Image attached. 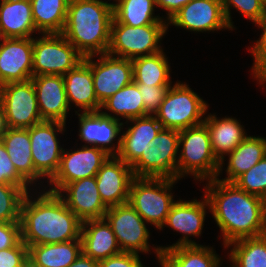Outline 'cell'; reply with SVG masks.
Returning a JSON list of instances; mask_svg holds the SVG:
<instances>
[{
	"instance_id": "51",
	"label": "cell",
	"mask_w": 266,
	"mask_h": 267,
	"mask_svg": "<svg viewBox=\"0 0 266 267\" xmlns=\"http://www.w3.org/2000/svg\"><path fill=\"white\" fill-rule=\"evenodd\" d=\"M261 86L266 83V72L258 79Z\"/></svg>"
},
{
	"instance_id": "50",
	"label": "cell",
	"mask_w": 266,
	"mask_h": 267,
	"mask_svg": "<svg viewBox=\"0 0 266 267\" xmlns=\"http://www.w3.org/2000/svg\"><path fill=\"white\" fill-rule=\"evenodd\" d=\"M257 23H266V0H264L263 15L261 21Z\"/></svg>"
},
{
	"instance_id": "40",
	"label": "cell",
	"mask_w": 266,
	"mask_h": 267,
	"mask_svg": "<svg viewBox=\"0 0 266 267\" xmlns=\"http://www.w3.org/2000/svg\"><path fill=\"white\" fill-rule=\"evenodd\" d=\"M144 103L145 116H155L170 86L137 85Z\"/></svg>"
},
{
	"instance_id": "26",
	"label": "cell",
	"mask_w": 266,
	"mask_h": 267,
	"mask_svg": "<svg viewBox=\"0 0 266 267\" xmlns=\"http://www.w3.org/2000/svg\"><path fill=\"white\" fill-rule=\"evenodd\" d=\"M0 25L4 38H33L37 30L30 0H1Z\"/></svg>"
},
{
	"instance_id": "14",
	"label": "cell",
	"mask_w": 266,
	"mask_h": 267,
	"mask_svg": "<svg viewBox=\"0 0 266 267\" xmlns=\"http://www.w3.org/2000/svg\"><path fill=\"white\" fill-rule=\"evenodd\" d=\"M94 56L83 60L90 66L97 100H105L133 81L132 60L116 57L108 53L100 54L97 61Z\"/></svg>"
},
{
	"instance_id": "23",
	"label": "cell",
	"mask_w": 266,
	"mask_h": 267,
	"mask_svg": "<svg viewBox=\"0 0 266 267\" xmlns=\"http://www.w3.org/2000/svg\"><path fill=\"white\" fill-rule=\"evenodd\" d=\"M80 239L82 253L97 261L122 252L115 234L105 218L83 221Z\"/></svg>"
},
{
	"instance_id": "16",
	"label": "cell",
	"mask_w": 266,
	"mask_h": 267,
	"mask_svg": "<svg viewBox=\"0 0 266 267\" xmlns=\"http://www.w3.org/2000/svg\"><path fill=\"white\" fill-rule=\"evenodd\" d=\"M167 23L194 32L230 29L221 0H191Z\"/></svg>"
},
{
	"instance_id": "48",
	"label": "cell",
	"mask_w": 266,
	"mask_h": 267,
	"mask_svg": "<svg viewBox=\"0 0 266 267\" xmlns=\"http://www.w3.org/2000/svg\"><path fill=\"white\" fill-rule=\"evenodd\" d=\"M261 236L266 237V198L263 199V214H262Z\"/></svg>"
},
{
	"instance_id": "25",
	"label": "cell",
	"mask_w": 266,
	"mask_h": 267,
	"mask_svg": "<svg viewBox=\"0 0 266 267\" xmlns=\"http://www.w3.org/2000/svg\"><path fill=\"white\" fill-rule=\"evenodd\" d=\"M204 119L210 135L212 150L221 162L219 171L222 172L224 155L231 153L247 137V134L237 119L231 117L218 119L214 114H210Z\"/></svg>"
},
{
	"instance_id": "32",
	"label": "cell",
	"mask_w": 266,
	"mask_h": 267,
	"mask_svg": "<svg viewBox=\"0 0 266 267\" xmlns=\"http://www.w3.org/2000/svg\"><path fill=\"white\" fill-rule=\"evenodd\" d=\"M30 2L38 33L61 34L66 22L69 0H30Z\"/></svg>"
},
{
	"instance_id": "35",
	"label": "cell",
	"mask_w": 266,
	"mask_h": 267,
	"mask_svg": "<svg viewBox=\"0 0 266 267\" xmlns=\"http://www.w3.org/2000/svg\"><path fill=\"white\" fill-rule=\"evenodd\" d=\"M231 267H266V237L243 238L228 244Z\"/></svg>"
},
{
	"instance_id": "13",
	"label": "cell",
	"mask_w": 266,
	"mask_h": 267,
	"mask_svg": "<svg viewBox=\"0 0 266 267\" xmlns=\"http://www.w3.org/2000/svg\"><path fill=\"white\" fill-rule=\"evenodd\" d=\"M109 157L104 150L91 145L71 152L64 149L59 169L49 181L53 187L48 191L58 193L68 183L96 176Z\"/></svg>"
},
{
	"instance_id": "44",
	"label": "cell",
	"mask_w": 266,
	"mask_h": 267,
	"mask_svg": "<svg viewBox=\"0 0 266 267\" xmlns=\"http://www.w3.org/2000/svg\"><path fill=\"white\" fill-rule=\"evenodd\" d=\"M98 267H144L139 255L130 252H121L117 255L98 261Z\"/></svg>"
},
{
	"instance_id": "10",
	"label": "cell",
	"mask_w": 266,
	"mask_h": 267,
	"mask_svg": "<svg viewBox=\"0 0 266 267\" xmlns=\"http://www.w3.org/2000/svg\"><path fill=\"white\" fill-rule=\"evenodd\" d=\"M66 123L60 121H47L28 128L31 141L32 162L35 171L49 181L57 173L63 148L59 146L58 133L64 132Z\"/></svg>"
},
{
	"instance_id": "2",
	"label": "cell",
	"mask_w": 266,
	"mask_h": 267,
	"mask_svg": "<svg viewBox=\"0 0 266 267\" xmlns=\"http://www.w3.org/2000/svg\"><path fill=\"white\" fill-rule=\"evenodd\" d=\"M30 197V198H29ZM29 192L21 204V240L27 246L78 240L82 221L58 193L44 191L34 200Z\"/></svg>"
},
{
	"instance_id": "49",
	"label": "cell",
	"mask_w": 266,
	"mask_h": 267,
	"mask_svg": "<svg viewBox=\"0 0 266 267\" xmlns=\"http://www.w3.org/2000/svg\"><path fill=\"white\" fill-rule=\"evenodd\" d=\"M21 267H41L39 264H37L33 258H31L29 255L24 259Z\"/></svg>"
},
{
	"instance_id": "21",
	"label": "cell",
	"mask_w": 266,
	"mask_h": 267,
	"mask_svg": "<svg viewBox=\"0 0 266 267\" xmlns=\"http://www.w3.org/2000/svg\"><path fill=\"white\" fill-rule=\"evenodd\" d=\"M42 120L65 123L70 110L62 75L32 76Z\"/></svg>"
},
{
	"instance_id": "4",
	"label": "cell",
	"mask_w": 266,
	"mask_h": 267,
	"mask_svg": "<svg viewBox=\"0 0 266 267\" xmlns=\"http://www.w3.org/2000/svg\"><path fill=\"white\" fill-rule=\"evenodd\" d=\"M178 146L179 150H182L178 154L177 179L185 174H191L200 181L218 178L221 162L214 155L210 135L204 123L180 130Z\"/></svg>"
},
{
	"instance_id": "15",
	"label": "cell",
	"mask_w": 266,
	"mask_h": 267,
	"mask_svg": "<svg viewBox=\"0 0 266 267\" xmlns=\"http://www.w3.org/2000/svg\"><path fill=\"white\" fill-rule=\"evenodd\" d=\"M203 201H176L169 214L167 215L164 226L167 225L175 231H179L183 234V237L168 247H155L156 257L160 259L161 251L169 248H175L178 246L200 245L195 241L189 239L190 236H200L205 217L206 210H210L209 201L206 196H203ZM208 207V208H207ZM207 208V209H206ZM190 235V236H189Z\"/></svg>"
},
{
	"instance_id": "12",
	"label": "cell",
	"mask_w": 266,
	"mask_h": 267,
	"mask_svg": "<svg viewBox=\"0 0 266 267\" xmlns=\"http://www.w3.org/2000/svg\"><path fill=\"white\" fill-rule=\"evenodd\" d=\"M104 218L110 224L122 252H150L149 230L129 202L108 208Z\"/></svg>"
},
{
	"instance_id": "19",
	"label": "cell",
	"mask_w": 266,
	"mask_h": 267,
	"mask_svg": "<svg viewBox=\"0 0 266 267\" xmlns=\"http://www.w3.org/2000/svg\"><path fill=\"white\" fill-rule=\"evenodd\" d=\"M77 115L80 125L79 138L87 146L91 144V146L104 150L110 156H116L120 148V137H118L117 146L113 145V141L117 139L118 135H121L124 123L120 122V119L103 114L101 111L83 112Z\"/></svg>"
},
{
	"instance_id": "8",
	"label": "cell",
	"mask_w": 266,
	"mask_h": 267,
	"mask_svg": "<svg viewBox=\"0 0 266 267\" xmlns=\"http://www.w3.org/2000/svg\"><path fill=\"white\" fill-rule=\"evenodd\" d=\"M151 144L131 166L134 177L177 179L179 131L163 128Z\"/></svg>"
},
{
	"instance_id": "24",
	"label": "cell",
	"mask_w": 266,
	"mask_h": 267,
	"mask_svg": "<svg viewBox=\"0 0 266 267\" xmlns=\"http://www.w3.org/2000/svg\"><path fill=\"white\" fill-rule=\"evenodd\" d=\"M65 92L69 106L82 108L83 112H97L101 109L95 90L90 66L83 60L64 76Z\"/></svg>"
},
{
	"instance_id": "1",
	"label": "cell",
	"mask_w": 266,
	"mask_h": 267,
	"mask_svg": "<svg viewBox=\"0 0 266 267\" xmlns=\"http://www.w3.org/2000/svg\"><path fill=\"white\" fill-rule=\"evenodd\" d=\"M204 195L219 226L223 244L261 235L263 199L215 178L207 181Z\"/></svg>"
},
{
	"instance_id": "18",
	"label": "cell",
	"mask_w": 266,
	"mask_h": 267,
	"mask_svg": "<svg viewBox=\"0 0 266 267\" xmlns=\"http://www.w3.org/2000/svg\"><path fill=\"white\" fill-rule=\"evenodd\" d=\"M1 42L0 86L31 79L33 38H4Z\"/></svg>"
},
{
	"instance_id": "37",
	"label": "cell",
	"mask_w": 266,
	"mask_h": 267,
	"mask_svg": "<svg viewBox=\"0 0 266 267\" xmlns=\"http://www.w3.org/2000/svg\"><path fill=\"white\" fill-rule=\"evenodd\" d=\"M233 183L249 194L266 198V155Z\"/></svg>"
},
{
	"instance_id": "47",
	"label": "cell",
	"mask_w": 266,
	"mask_h": 267,
	"mask_svg": "<svg viewBox=\"0 0 266 267\" xmlns=\"http://www.w3.org/2000/svg\"><path fill=\"white\" fill-rule=\"evenodd\" d=\"M8 128L9 127L6 120V114L0 103V139L7 132Z\"/></svg>"
},
{
	"instance_id": "22",
	"label": "cell",
	"mask_w": 266,
	"mask_h": 267,
	"mask_svg": "<svg viewBox=\"0 0 266 267\" xmlns=\"http://www.w3.org/2000/svg\"><path fill=\"white\" fill-rule=\"evenodd\" d=\"M134 123L120 136V148L117 158L132 166L148 148L156 135L163 129L155 116L129 119Z\"/></svg>"
},
{
	"instance_id": "38",
	"label": "cell",
	"mask_w": 266,
	"mask_h": 267,
	"mask_svg": "<svg viewBox=\"0 0 266 267\" xmlns=\"http://www.w3.org/2000/svg\"><path fill=\"white\" fill-rule=\"evenodd\" d=\"M221 3L231 30L234 29L230 14V8L232 6L252 22L257 23L261 21L264 0H221Z\"/></svg>"
},
{
	"instance_id": "42",
	"label": "cell",
	"mask_w": 266,
	"mask_h": 267,
	"mask_svg": "<svg viewBox=\"0 0 266 267\" xmlns=\"http://www.w3.org/2000/svg\"><path fill=\"white\" fill-rule=\"evenodd\" d=\"M28 255V246L21 240L15 247L0 250V266L21 267Z\"/></svg>"
},
{
	"instance_id": "52",
	"label": "cell",
	"mask_w": 266,
	"mask_h": 267,
	"mask_svg": "<svg viewBox=\"0 0 266 267\" xmlns=\"http://www.w3.org/2000/svg\"><path fill=\"white\" fill-rule=\"evenodd\" d=\"M3 39H4V34L2 32L1 25H0V41H2Z\"/></svg>"
},
{
	"instance_id": "11",
	"label": "cell",
	"mask_w": 266,
	"mask_h": 267,
	"mask_svg": "<svg viewBox=\"0 0 266 267\" xmlns=\"http://www.w3.org/2000/svg\"><path fill=\"white\" fill-rule=\"evenodd\" d=\"M0 103L9 128L28 129L43 121L32 79L0 86Z\"/></svg>"
},
{
	"instance_id": "36",
	"label": "cell",
	"mask_w": 266,
	"mask_h": 267,
	"mask_svg": "<svg viewBox=\"0 0 266 267\" xmlns=\"http://www.w3.org/2000/svg\"><path fill=\"white\" fill-rule=\"evenodd\" d=\"M26 192L12 184H0V222H20Z\"/></svg>"
},
{
	"instance_id": "33",
	"label": "cell",
	"mask_w": 266,
	"mask_h": 267,
	"mask_svg": "<svg viewBox=\"0 0 266 267\" xmlns=\"http://www.w3.org/2000/svg\"><path fill=\"white\" fill-rule=\"evenodd\" d=\"M113 17L121 24L131 27L144 25H168V23L153 15L155 0H115ZM164 20V21H163Z\"/></svg>"
},
{
	"instance_id": "30",
	"label": "cell",
	"mask_w": 266,
	"mask_h": 267,
	"mask_svg": "<svg viewBox=\"0 0 266 267\" xmlns=\"http://www.w3.org/2000/svg\"><path fill=\"white\" fill-rule=\"evenodd\" d=\"M82 253L81 239L28 246V255L41 267H68Z\"/></svg>"
},
{
	"instance_id": "9",
	"label": "cell",
	"mask_w": 266,
	"mask_h": 267,
	"mask_svg": "<svg viewBox=\"0 0 266 267\" xmlns=\"http://www.w3.org/2000/svg\"><path fill=\"white\" fill-rule=\"evenodd\" d=\"M84 57L62 34L33 38V76L62 75L75 68Z\"/></svg>"
},
{
	"instance_id": "17",
	"label": "cell",
	"mask_w": 266,
	"mask_h": 267,
	"mask_svg": "<svg viewBox=\"0 0 266 267\" xmlns=\"http://www.w3.org/2000/svg\"><path fill=\"white\" fill-rule=\"evenodd\" d=\"M99 195L107 208L129 201L132 168L116 156H110L96 174Z\"/></svg>"
},
{
	"instance_id": "6",
	"label": "cell",
	"mask_w": 266,
	"mask_h": 267,
	"mask_svg": "<svg viewBox=\"0 0 266 267\" xmlns=\"http://www.w3.org/2000/svg\"><path fill=\"white\" fill-rule=\"evenodd\" d=\"M186 83L170 86L155 117L164 129L184 130L204 123L207 103Z\"/></svg>"
},
{
	"instance_id": "5",
	"label": "cell",
	"mask_w": 266,
	"mask_h": 267,
	"mask_svg": "<svg viewBox=\"0 0 266 267\" xmlns=\"http://www.w3.org/2000/svg\"><path fill=\"white\" fill-rule=\"evenodd\" d=\"M177 180L135 177L130 185L128 202L145 222L161 230L176 202L170 191Z\"/></svg>"
},
{
	"instance_id": "41",
	"label": "cell",
	"mask_w": 266,
	"mask_h": 267,
	"mask_svg": "<svg viewBox=\"0 0 266 267\" xmlns=\"http://www.w3.org/2000/svg\"><path fill=\"white\" fill-rule=\"evenodd\" d=\"M262 29L259 40H256L252 49H249L254 56L252 71L255 79H259L266 72V23H255Z\"/></svg>"
},
{
	"instance_id": "31",
	"label": "cell",
	"mask_w": 266,
	"mask_h": 267,
	"mask_svg": "<svg viewBox=\"0 0 266 267\" xmlns=\"http://www.w3.org/2000/svg\"><path fill=\"white\" fill-rule=\"evenodd\" d=\"M137 85L171 86L170 66L163 50L132 60Z\"/></svg>"
},
{
	"instance_id": "7",
	"label": "cell",
	"mask_w": 266,
	"mask_h": 267,
	"mask_svg": "<svg viewBox=\"0 0 266 267\" xmlns=\"http://www.w3.org/2000/svg\"><path fill=\"white\" fill-rule=\"evenodd\" d=\"M167 29L168 25L131 27L119 23L113 17L107 53L130 60L155 54L163 50L158 44L166 34Z\"/></svg>"
},
{
	"instance_id": "43",
	"label": "cell",
	"mask_w": 266,
	"mask_h": 267,
	"mask_svg": "<svg viewBox=\"0 0 266 267\" xmlns=\"http://www.w3.org/2000/svg\"><path fill=\"white\" fill-rule=\"evenodd\" d=\"M20 241V222H0V250L15 247Z\"/></svg>"
},
{
	"instance_id": "20",
	"label": "cell",
	"mask_w": 266,
	"mask_h": 267,
	"mask_svg": "<svg viewBox=\"0 0 266 267\" xmlns=\"http://www.w3.org/2000/svg\"><path fill=\"white\" fill-rule=\"evenodd\" d=\"M58 194L82 222L102 219L108 210L100 198L95 176L68 183Z\"/></svg>"
},
{
	"instance_id": "34",
	"label": "cell",
	"mask_w": 266,
	"mask_h": 267,
	"mask_svg": "<svg viewBox=\"0 0 266 267\" xmlns=\"http://www.w3.org/2000/svg\"><path fill=\"white\" fill-rule=\"evenodd\" d=\"M141 97V92L138 89L137 83L132 81L105 100L101 104L100 111L106 109L115 115L104 111L101 112L114 119H120L118 116L126 118L127 121L125 123H127L129 119L145 116L144 103Z\"/></svg>"
},
{
	"instance_id": "29",
	"label": "cell",
	"mask_w": 266,
	"mask_h": 267,
	"mask_svg": "<svg viewBox=\"0 0 266 267\" xmlns=\"http://www.w3.org/2000/svg\"><path fill=\"white\" fill-rule=\"evenodd\" d=\"M228 155L227 177L221 181L233 183L266 155V139L259 136H247Z\"/></svg>"
},
{
	"instance_id": "45",
	"label": "cell",
	"mask_w": 266,
	"mask_h": 267,
	"mask_svg": "<svg viewBox=\"0 0 266 267\" xmlns=\"http://www.w3.org/2000/svg\"><path fill=\"white\" fill-rule=\"evenodd\" d=\"M191 0H155L156 6L167 11V20L169 21L182 7Z\"/></svg>"
},
{
	"instance_id": "27",
	"label": "cell",
	"mask_w": 266,
	"mask_h": 267,
	"mask_svg": "<svg viewBox=\"0 0 266 267\" xmlns=\"http://www.w3.org/2000/svg\"><path fill=\"white\" fill-rule=\"evenodd\" d=\"M0 140L15 169L29 184L42 178L34 169L28 129L8 128Z\"/></svg>"
},
{
	"instance_id": "3",
	"label": "cell",
	"mask_w": 266,
	"mask_h": 267,
	"mask_svg": "<svg viewBox=\"0 0 266 267\" xmlns=\"http://www.w3.org/2000/svg\"><path fill=\"white\" fill-rule=\"evenodd\" d=\"M113 3L102 0H69L62 35L85 58L107 53Z\"/></svg>"
},
{
	"instance_id": "39",
	"label": "cell",
	"mask_w": 266,
	"mask_h": 267,
	"mask_svg": "<svg viewBox=\"0 0 266 267\" xmlns=\"http://www.w3.org/2000/svg\"><path fill=\"white\" fill-rule=\"evenodd\" d=\"M0 184H12L21 187L28 193L29 183L17 172L13 162L6 151V148L0 140Z\"/></svg>"
},
{
	"instance_id": "28",
	"label": "cell",
	"mask_w": 266,
	"mask_h": 267,
	"mask_svg": "<svg viewBox=\"0 0 266 267\" xmlns=\"http://www.w3.org/2000/svg\"><path fill=\"white\" fill-rule=\"evenodd\" d=\"M221 258L203 245L178 246L161 251L162 267H219Z\"/></svg>"
},
{
	"instance_id": "46",
	"label": "cell",
	"mask_w": 266,
	"mask_h": 267,
	"mask_svg": "<svg viewBox=\"0 0 266 267\" xmlns=\"http://www.w3.org/2000/svg\"><path fill=\"white\" fill-rule=\"evenodd\" d=\"M68 267H98V261L81 253Z\"/></svg>"
}]
</instances>
